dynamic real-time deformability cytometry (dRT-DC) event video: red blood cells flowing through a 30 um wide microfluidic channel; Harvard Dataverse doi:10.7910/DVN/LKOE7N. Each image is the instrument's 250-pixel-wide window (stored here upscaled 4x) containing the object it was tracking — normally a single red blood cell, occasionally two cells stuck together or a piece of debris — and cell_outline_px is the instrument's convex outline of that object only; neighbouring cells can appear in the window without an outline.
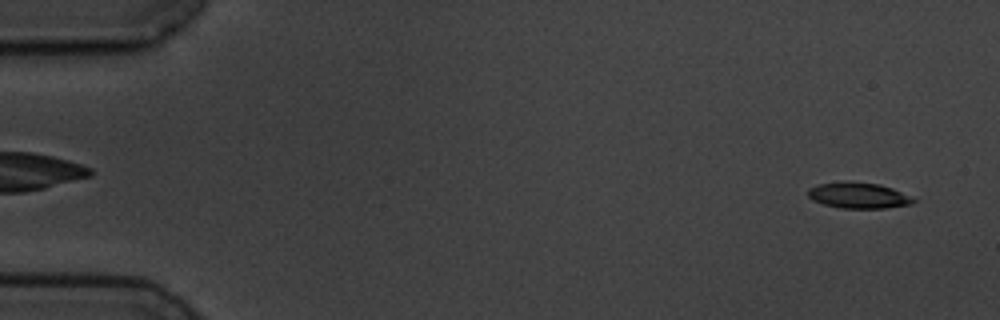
{"species": "common noctule bat (a hibernating species)", "species_latin": "Nyctalus noctula", "temperature_condition": "cold", "stored_images_in_passage": 4, "segment_of_instrument_passage": [2, 2], "camera_frame_rate_fps": 3000, "um_per_image_px": 0.085, "animal": {"sex": "male", "body_mass_g": 19.5, "forearm_length_mm": 54.6}, "frame": {"image": 1, "passage_image": 4, "time_ms": 3.333, "image_size_px": [1000, 320], "cell_outline_px": [[916, 200], [912, 204], [884, 208], [840, 208], [824, 204], [812, 200], [808, 196], [808, 188], [820, 184], [880, 184], [892, 188]], "centroid_in_image_um": [72.97, 16.66], "position_along_channel_um": 12.0, "area_um2": 15.03}}